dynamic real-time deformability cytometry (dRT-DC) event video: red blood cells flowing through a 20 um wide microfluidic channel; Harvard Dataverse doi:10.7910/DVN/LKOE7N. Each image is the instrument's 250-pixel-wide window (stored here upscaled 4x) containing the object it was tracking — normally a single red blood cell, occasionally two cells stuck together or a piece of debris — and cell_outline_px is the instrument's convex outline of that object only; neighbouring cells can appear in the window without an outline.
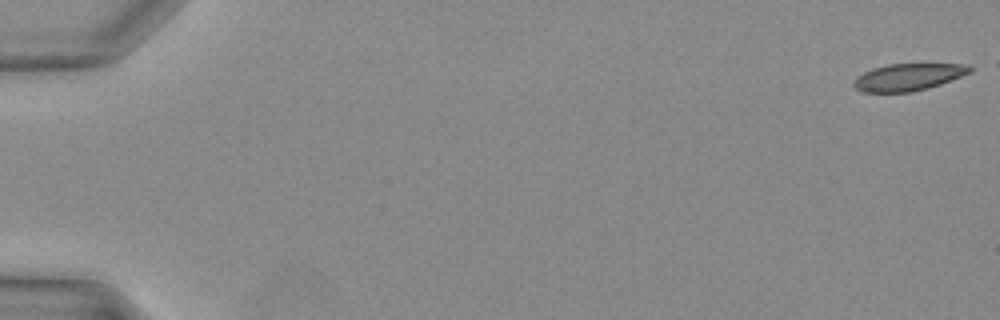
{"species": "Egyptian fruit bat (a non-hibernating species)", "species_latin": "Rousettus aegyptiacus", "temperature_condition": "warm", "stored_images_in_passage": 36, "camera_frame_rate_fps": 3000, "um_per_image_px": 0.085, "animal": {"sex": "female"}, "frame": {"image": 1, "passage_image": 1, "time_ms": 0.0, "image_size_px": [1000, 320], "cell_outline_px": [[972, 72], [940, 84], [928, 88], [912, 92], [860, 92], [852, 84], [864, 72], [872, 68], [888, 64], [968, 64], [972, 68]], "centroid_in_image_um": [77.22, 6.55], "position_along_channel_um": 7.8, "area_um2": 18.21}}
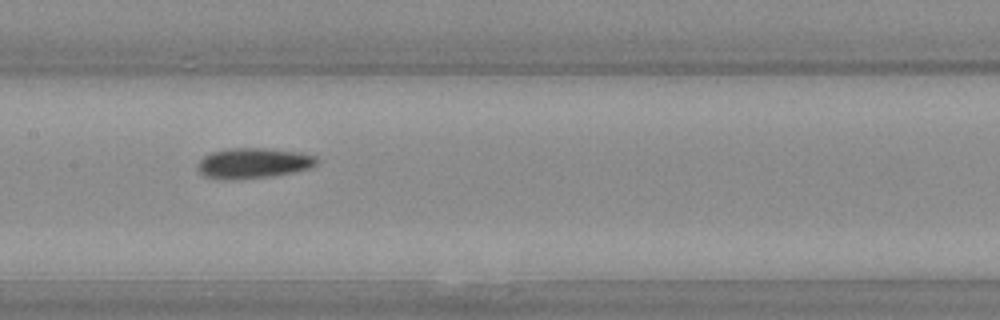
{"frame": {"image": 2, "passage_image": 21, "time_ms": 6.667, "image_size_px": [1000, 320], "cell_outline_px": [[316, 164], [308, 168], [292, 172], [272, 176], [204, 176], [200, 172], [200, 160], [204, 156], [212, 152], [228, 148], [268, 148], [300, 152], [316, 156]], "centroid_in_image_um": [21.62, 13.79], "position_along_channel_um": 185.8, "area_um2": 19.83}}
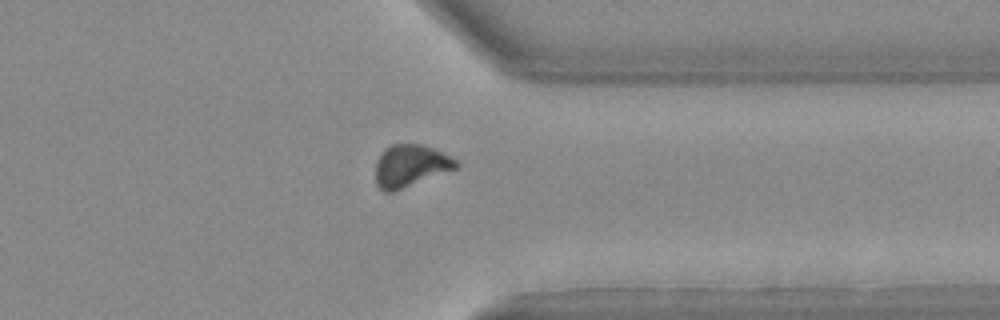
{"frame": {"image": 3, "passage_image": 32, "time_ms": 10.333, "image_size_px": [1000, 320], "cell_outline_px": [[460, 164], [456, 168], [392, 192], [384, 192], [376, 184], [376, 160], [384, 148], [392, 144], [420, 144], [432, 148], [456, 160]], "centroid_in_image_um": [34.84, 14.08], "position_along_channel_um": 376.6, "area_um2": 19.48}}